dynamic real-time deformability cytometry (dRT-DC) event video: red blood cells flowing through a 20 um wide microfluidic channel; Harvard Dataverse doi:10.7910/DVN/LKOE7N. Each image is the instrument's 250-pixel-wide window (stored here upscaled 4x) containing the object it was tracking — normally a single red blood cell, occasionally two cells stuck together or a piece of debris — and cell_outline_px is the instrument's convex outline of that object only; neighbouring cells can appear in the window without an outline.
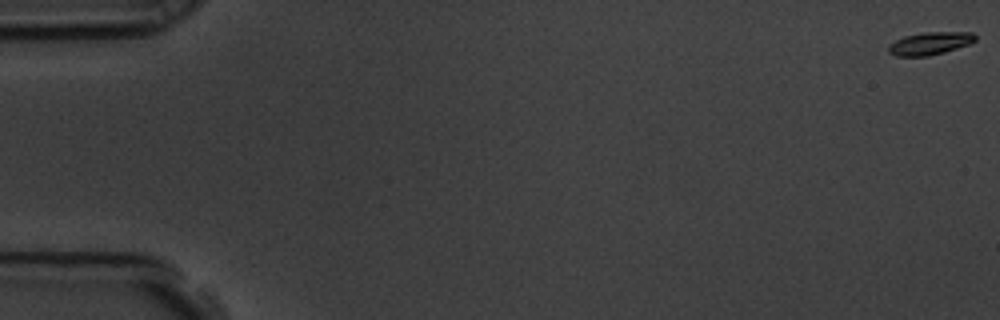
{"species": "common noctule bat (a hibernating species)", "species_latin": "Nyctalus noctula", "temperature_condition": "room temperature", "stored_images_in_passage": 59, "camera_frame_rate_fps": 3000, "um_per_image_px": 0.085, "animal": {"sex": "male", "body_mass_g": 19.5, "forearm_length_mm": 54.6}, "frame": {"image": 1, "passage_image": 1, "time_ms": 0.0, "image_size_px": [1000, 320], "cell_outline_px": [[976, 40], [968, 44], [944, 52], [928, 56], [896, 56], [888, 52], [888, 44], [904, 36], [924, 32], [972, 32], [976, 36]], "centroid_in_image_um": [79.02, 3.68], "position_along_channel_um": 6.0, "area_um2": 11.44}}
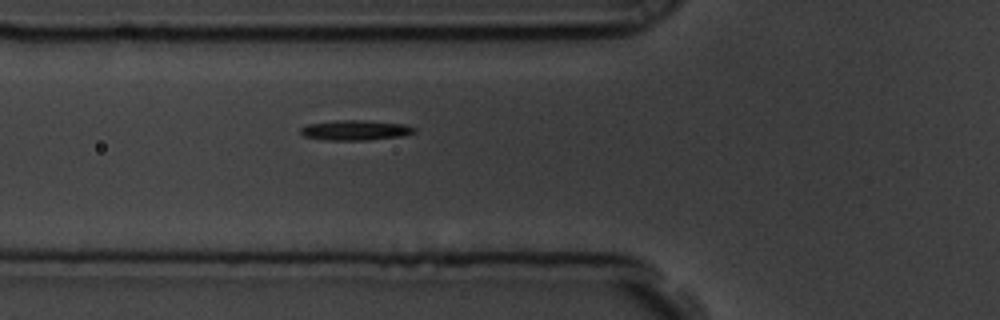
{"frame": {"image": 2, "passage_image": 22, "time_ms": 7.0, "image_size_px": [1000, 320], "cell_outline_px": [[416, 132], [404, 136], [368, 140], [324, 140], [304, 136], [300, 132], [300, 128], [308, 124], [336, 120], [364, 120], [408, 124], [416, 128]], "centroid_in_image_um": [30.26, 11.06], "position_along_channel_um": 95.5, "area_um2": 13.53}}
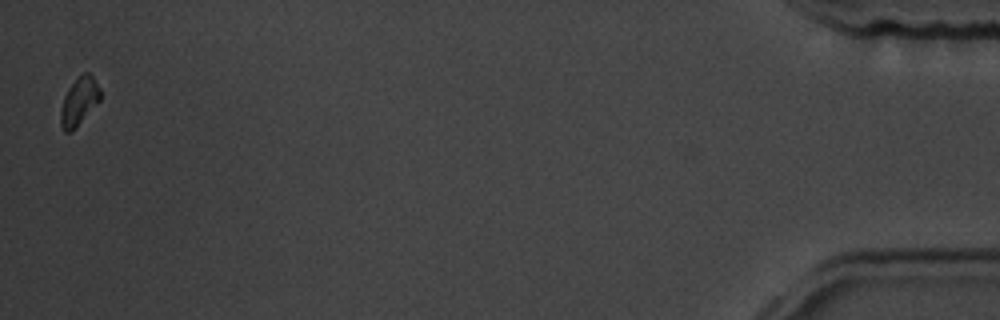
{"frame": {"image": 3, "passage_image": 58, "time_ms": 19.0, "image_size_px": [1000, 320], "cell_outline_px": [[100, 100], [72, 132], [64, 132], [60, 124], [60, 112], [64, 96], [68, 88], [84, 72], [88, 72], [92, 76], [100, 88]], "centroid_in_image_um": [6.71, 8.65], "position_along_channel_um": 428.5, "area_um2": 10.92}}